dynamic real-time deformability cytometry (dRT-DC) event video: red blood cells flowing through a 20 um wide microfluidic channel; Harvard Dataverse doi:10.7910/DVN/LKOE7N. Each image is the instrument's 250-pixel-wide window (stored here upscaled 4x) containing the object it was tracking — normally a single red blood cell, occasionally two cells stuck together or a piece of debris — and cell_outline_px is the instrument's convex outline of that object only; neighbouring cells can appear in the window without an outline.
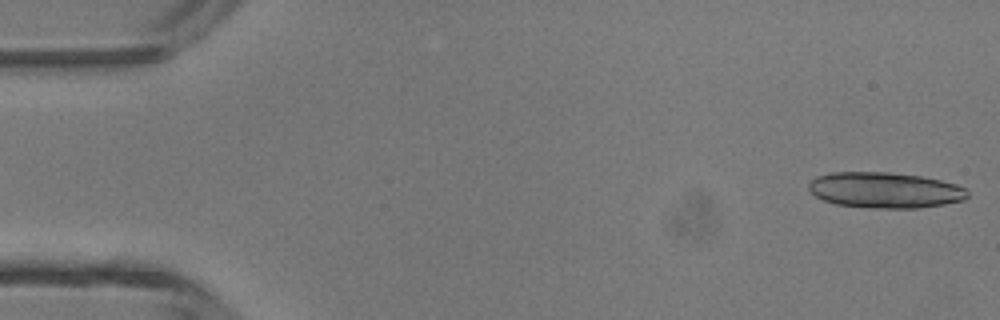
{"species": "common noctule bat (a hibernating species)", "species_latin": "Nyctalus noctula", "temperature_condition": "room temperature", "stored_images_in_passage": 47, "camera_frame_rate_fps": 3000, "um_per_image_px": 0.085, "animal": {"sex": "male", "body_mass_g": 13.3}, "frame": {"image": 1, "passage_image": 1, "time_ms": 0.0, "image_size_px": [1000, 320], "cell_outline_px": [[968, 196], [964, 200], [944, 204], [916, 208], [868, 208], [836, 204], [824, 200], [816, 196], [808, 188], [808, 184], [816, 176], [832, 172], [888, 172], [920, 176], [940, 180], [956, 184], [968, 188]], "centroid_in_image_um": [75.23, 16.16], "position_along_channel_um": 9.8, "area_um2": 33.18}}
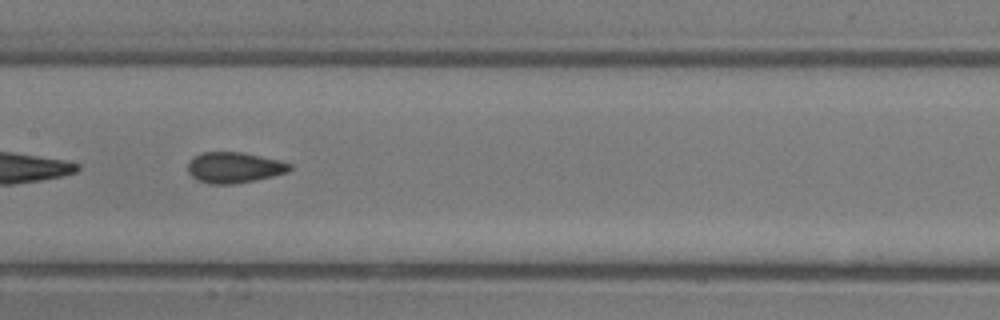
{"frame": {"image": 2, "passage_image": 23, "time_ms": 7.333, "image_size_px": [1000, 320], "cell_outline_px": [[292, 168], [288, 172], [256, 180], [232, 184], [208, 184], [196, 180], [188, 172], [188, 160], [204, 152], [240, 152], [280, 160], [292, 164]], "centroid_in_image_um": [19.9, 14.25], "position_along_channel_um": 187.5, "area_um2": 18.32}}
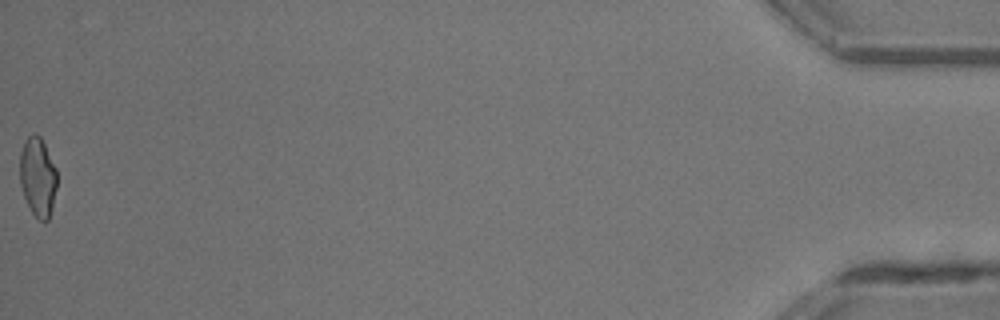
{"frame": {"image": 3, "passage_image": 47, "time_ms": 15.333, "image_size_px": [1000, 320], "cell_outline_px": [[56, 188], [52, 208], [48, 220], [40, 220], [32, 212], [24, 196], [20, 184], [20, 152], [28, 136], [32, 132], [40, 136], [56, 168]], "centroid_in_image_um": [3.2, 15.02], "position_along_channel_um": 432.0, "area_um2": 16.88}, "authors_computed_cell_mechanics": {"area_um2": 18.3226, "velocity_mm_per_s": 4.3838, "shape_relaxation_time_tau1_ms": 4.2275, "shape_relaxation_time_tau2_ms": 1.0505, "deformation_change_tau1": 0.1011, "deformation_change_tau2": 0.0457}}